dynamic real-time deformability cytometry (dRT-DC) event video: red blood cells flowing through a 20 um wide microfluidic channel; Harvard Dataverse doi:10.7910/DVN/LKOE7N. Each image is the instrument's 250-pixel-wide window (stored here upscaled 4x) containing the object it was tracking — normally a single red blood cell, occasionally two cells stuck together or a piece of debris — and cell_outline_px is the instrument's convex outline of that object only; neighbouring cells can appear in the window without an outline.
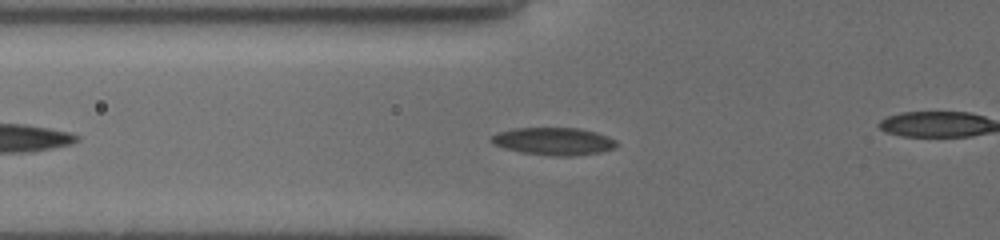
{"species": "common noctule bat (a hibernating species)", "species_latin": "Nyctalus noctula", "temperature_condition": "cold", "stored_images_in_passage": 36, "camera_frame_rate_fps": 3000, "um_per_image_px": 0.085, "animal": {"sex": "female", "body_mass_g": 19.5, "forearm_length_mm": 54.1}, "frame": {"image": 1, "passage_image": 8, "time_ms": 2.333, "image_size_px": [1000, 240], "cell_outline_px": [[616, 148], [600, 152], [576, 156], [552, 156], [520, 152], [504, 148], [488, 140], [492, 136], [500, 132], [516, 128], [580, 128], [596, 132], [608, 136], [616, 140]], "centroid_in_image_um": [47.1, 12.01], "position_along_channel_um": 78.7, "area_um2": 20.11}}
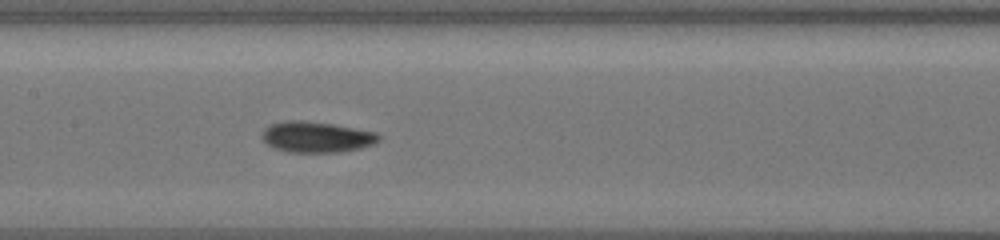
{"frame": {"image": 2, "passage_image": 16, "time_ms": 5.0, "image_size_px": [1000, 240], "cell_outline_px": [[380, 140], [372, 144], [360, 148], [340, 152], [288, 152], [276, 148], [268, 144], [260, 136], [264, 128], [272, 124], [284, 120], [304, 120], [332, 124], [376, 132], [380, 136]], "centroid_in_image_um": [26.88, 11.64], "position_along_channel_um": 180.5, "area_um2": 20.92}}
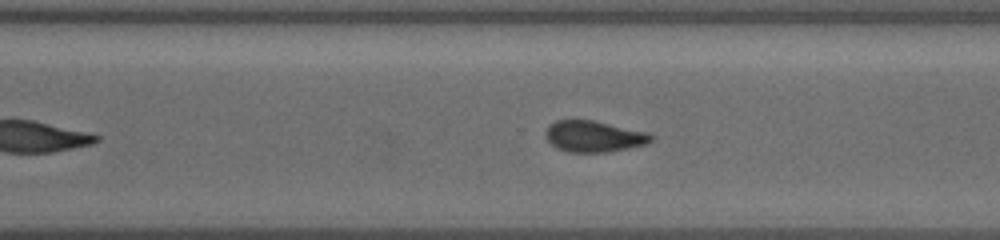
{"frame": {"image": 3, "passage_image": 27, "time_ms": 8.667, "image_size_px": [1000, 240], "cell_outline_px": [[652, 140], [644, 144], [608, 152], [568, 152], [556, 148], [548, 140], [544, 132], [548, 124], [556, 120], [592, 120], [648, 132], [652, 136]], "centroid_in_image_um": [50.42, 11.58], "position_along_channel_um": 320.2, "area_um2": 19.07}}